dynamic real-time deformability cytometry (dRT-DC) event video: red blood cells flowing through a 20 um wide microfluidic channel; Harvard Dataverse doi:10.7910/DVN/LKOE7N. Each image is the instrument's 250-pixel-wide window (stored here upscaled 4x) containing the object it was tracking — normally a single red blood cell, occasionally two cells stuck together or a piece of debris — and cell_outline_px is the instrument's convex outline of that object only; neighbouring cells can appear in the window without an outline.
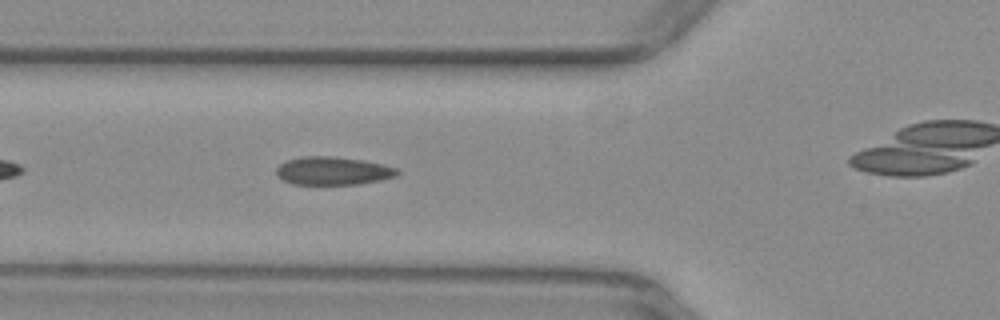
{"species": "common noctule bat (a hibernating species)", "species_latin": "Nyctalus noctula", "temperature_condition": "warm", "stored_images_in_passage": 29, "camera_frame_rate_fps": 3000, "um_per_image_px": 0.085, "animal": {"sex": "female", "body_mass_g": 29.2, "forearm_length_mm": 56.3}, "frame": {"image": 1, "passage_image": 6, "time_ms": 1.667, "image_size_px": [1000, 320], "cell_outline_px": [[400, 172], [396, 176], [380, 180], [360, 184], [292, 184], [276, 176], [276, 168], [280, 164], [288, 160], [304, 156], [332, 156], [360, 160], [380, 164], [396, 168]], "centroid_in_image_um": [28.27, 14.53], "position_along_channel_um": 97.5, "area_um2": 19.65}}
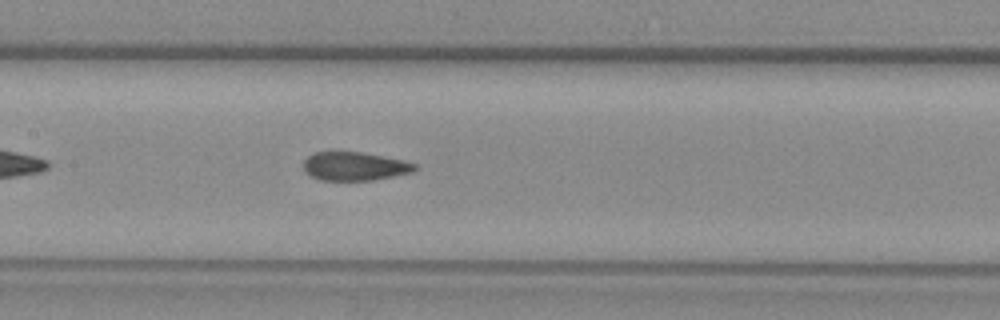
{"frame": {"image": 2, "passage_image": 12, "time_ms": 3.667, "image_size_px": [1000, 320], "cell_outline_px": [[416, 168], [412, 172], [372, 180], [320, 180], [308, 176], [304, 172], [304, 160], [308, 156], [316, 152], [360, 152], [404, 160], [416, 164]], "centroid_in_image_um": [30.1, 14.14], "position_along_channel_um": 177.3, "area_um2": 18.44}}
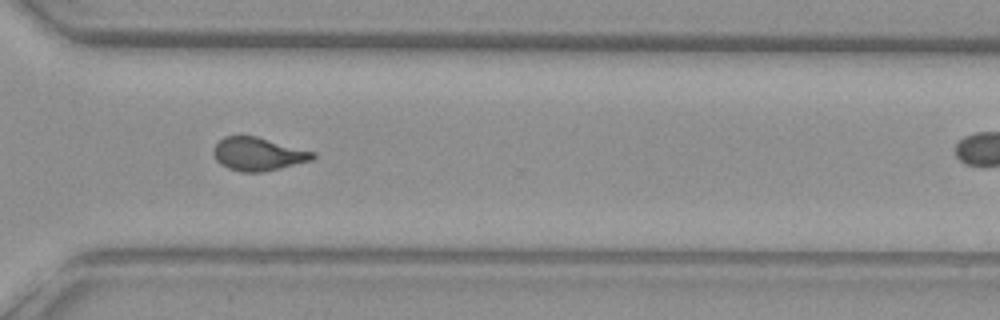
{"frame": {"image": 3, "passage_image": 25, "time_ms": 8.0, "image_size_px": [1000, 320], "cell_outline_px": [[316, 156], [312, 160], [280, 168], [260, 172], [240, 172], [228, 168], [220, 164], [216, 160], [212, 152], [216, 144], [224, 136], [256, 136], [316, 152]], "centroid_in_image_um": [21.93, 13.09], "position_along_channel_um": 348.7, "area_um2": 19.19}}